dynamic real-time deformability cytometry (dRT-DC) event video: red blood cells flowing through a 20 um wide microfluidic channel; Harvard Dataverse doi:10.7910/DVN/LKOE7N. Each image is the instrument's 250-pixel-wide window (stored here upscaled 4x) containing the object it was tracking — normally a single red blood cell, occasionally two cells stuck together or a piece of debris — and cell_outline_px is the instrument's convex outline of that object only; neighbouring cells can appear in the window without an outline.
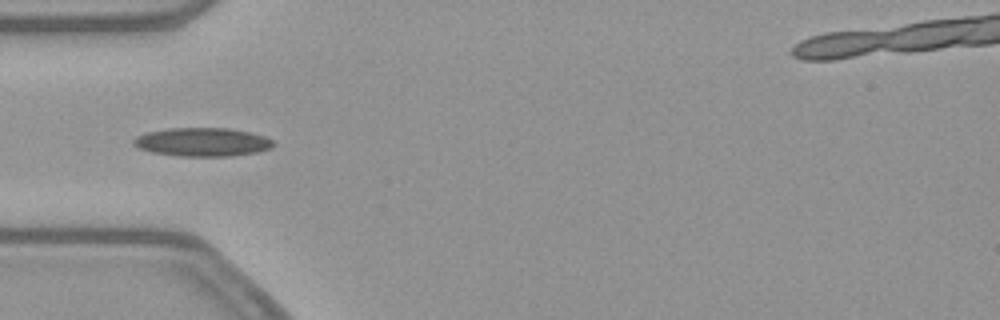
{"species": "common noctule bat (a hibernating species)", "species_latin": "Nyctalus noctula", "temperature_condition": "warm", "stored_images_in_passage": 37, "camera_frame_rate_fps": 3000, "um_per_image_px": 0.085, "animal": {"sex": "female", "body_mass_g": 21.9}, "frame": {"image": 1, "passage_image": 3, "time_ms": 0.667, "image_size_px": [1000, 320], "cell_outline_px": [[276, 144], [272, 148], [256, 152], [232, 156], [180, 156], [152, 152], [140, 148], [132, 144], [132, 140], [136, 136], [148, 132], [168, 128], [228, 128], [248, 132], [264, 136], [272, 140]], "centroid_in_image_um": [17.21, 12.07], "position_along_channel_um": 67.8, "area_um2": 23.24}}
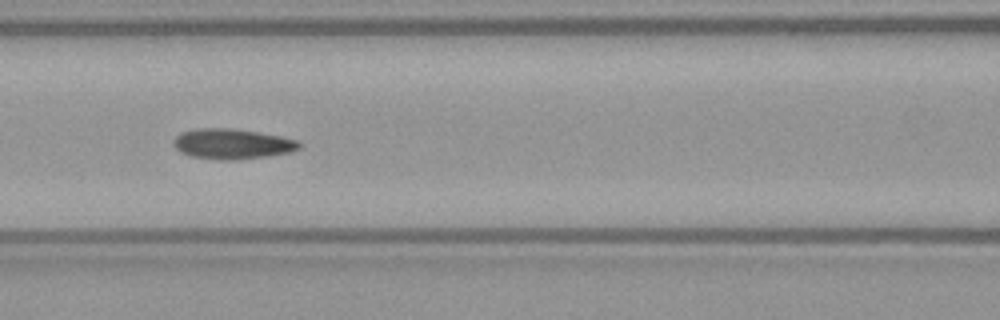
{"frame": {"image": 2, "passage_image": 9, "time_ms": 2.667, "image_size_px": [1000, 320], "cell_outline_px": [[300, 148], [292, 152], [268, 156], [236, 160], [216, 160], [192, 156], [180, 152], [172, 144], [172, 140], [180, 132], [196, 128], [228, 128], [256, 132], [280, 136], [300, 140]], "centroid_in_image_um": [19.72, 12.24], "position_along_channel_um": 146.9, "area_um2": 22.37}}
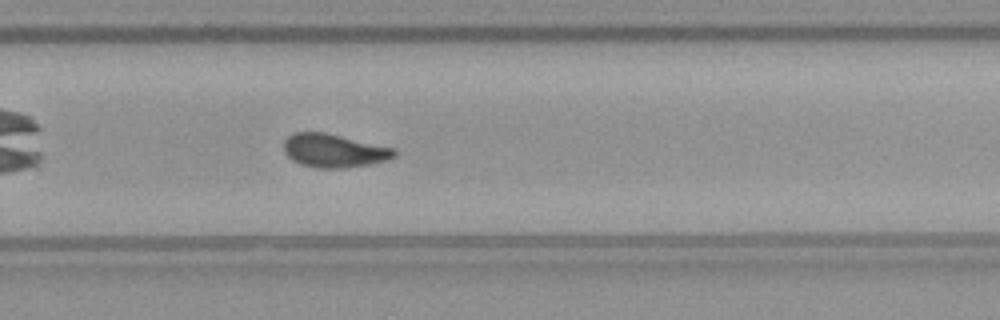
{"frame": {"image": 3, "passage_image": 21, "time_ms": 6.667, "image_size_px": [1000, 320], "cell_outline_px": [[396, 156], [388, 160], [368, 164], [344, 168], [316, 168], [300, 164], [292, 160], [284, 152], [284, 140], [292, 132], [324, 132], [396, 148]], "centroid_in_image_um": [28.38, 12.8], "position_along_channel_um": 301.4, "area_um2": 21.68}, "authors_computed_cell_mechanics": {"area_um2": 21.5016, "velocity_mm_per_s": 3.8702, "shape_relaxation_time_tau1_ms": 9.1064, "shape_relaxation_time_tau2_ms": 1.8853, "deformation_change_tau1": 0.1966, "deformation_change_tau2": 0.0717}}